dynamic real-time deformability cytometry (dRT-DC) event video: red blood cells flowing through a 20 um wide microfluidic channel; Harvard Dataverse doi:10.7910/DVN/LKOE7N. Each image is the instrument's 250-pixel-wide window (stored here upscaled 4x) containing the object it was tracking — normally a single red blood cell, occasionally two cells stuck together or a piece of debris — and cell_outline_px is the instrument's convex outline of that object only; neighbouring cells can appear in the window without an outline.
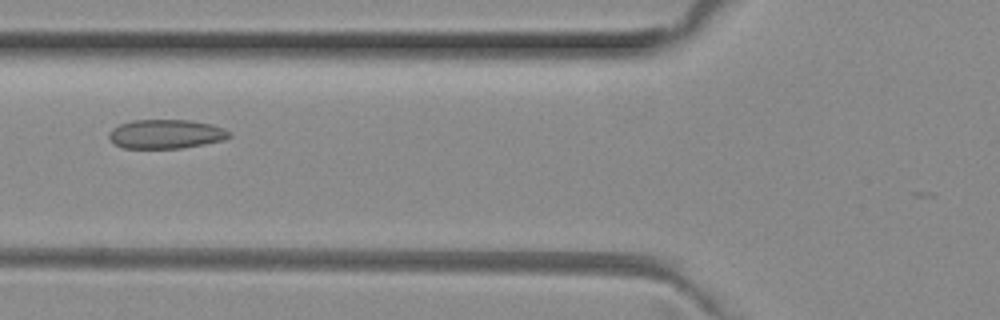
{"species": "common noctule bat (a hibernating species)", "species_latin": "Nyctalus noctula", "temperature_condition": "room temperature", "stored_images_in_passage": 6, "camera_frame_rate_fps": 3000, "um_per_image_px": 0.085, "animal": {"sex": "female", "body_mass_g": 29.2, "forearm_length_mm": 56.3}, "frame": {"image": 1, "passage_image": 6, "time_ms": 1.667, "image_size_px": [1000, 320], "cell_outline_px": [[232, 136], [224, 140], [184, 148], [124, 148], [112, 144], [108, 136], [108, 132], [112, 128], [120, 124], [132, 120], [188, 120], [212, 124], [224, 128], [232, 132]], "centroid_in_image_um": [14.11, 11.39], "position_along_channel_um": 111.7, "area_um2": 20.69}}